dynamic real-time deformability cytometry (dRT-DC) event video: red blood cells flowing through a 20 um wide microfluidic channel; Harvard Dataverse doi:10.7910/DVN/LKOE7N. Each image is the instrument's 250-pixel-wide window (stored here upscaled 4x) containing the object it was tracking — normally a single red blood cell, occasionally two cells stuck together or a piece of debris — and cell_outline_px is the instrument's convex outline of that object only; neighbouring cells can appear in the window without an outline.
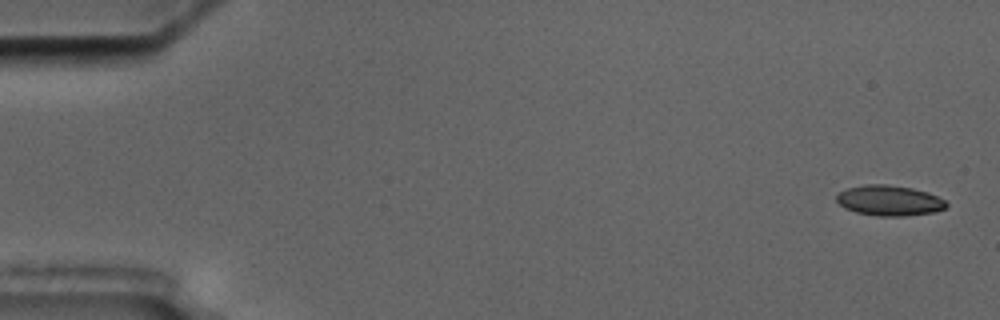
{"species": "common noctule bat (a hibernating species)", "species_latin": "Nyctalus noctula", "temperature_condition": "cold", "stored_images_in_passage": 9, "camera_frame_rate_fps": 3000, "um_per_image_px": 0.085, "animal": {"sex": "male", "body_mass_g": 17.5, "forearm_length_mm": 52.3}, "frame": {"image": 1, "passage_image": 1, "time_ms": 0.0, "image_size_px": [1000, 320], "cell_outline_px": [[948, 204], [944, 208], [932, 212], [908, 216], [876, 216], [856, 212], [844, 208], [836, 200], [836, 196], [840, 192], [848, 188], [864, 184], [888, 184], [912, 188], [928, 192], [944, 200]], "centroid_in_image_um": [75.57, 17.04], "position_along_channel_um": 9.4, "area_um2": 19.42}}
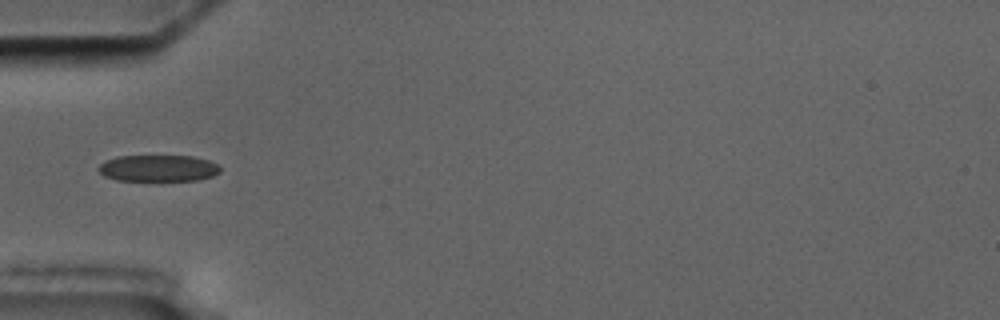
{"frame": {"image": 2, "passage_image": 6, "time_ms": 5.667, "image_size_px": [1000, 320], "cell_outline_px": [[220, 172], [212, 176], [200, 180], [116, 180], [104, 176], [96, 168], [104, 160], [116, 156], [192, 156], [208, 160], [220, 164]], "centroid_in_image_um": [13.44, 14.29], "position_along_channel_um": 71.6, "area_um2": 18.96}}
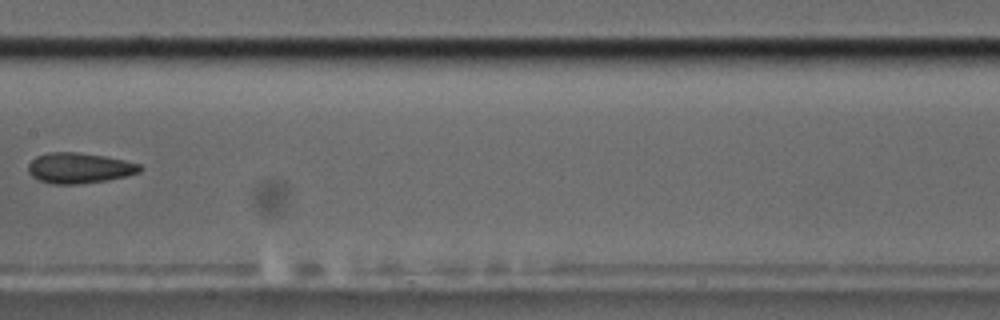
{"frame": {"image": 3, "passage_image": 9, "time_ms": 9.333, "image_size_px": [1000, 320], "cell_outline_px": [[144, 168], [140, 172], [108, 180], [80, 184], [52, 184], [40, 180], [32, 176], [28, 172], [28, 164], [36, 156], [48, 152], [76, 152], [104, 156], [124, 160], [140, 164]], "centroid_in_image_um": [6.74, 14.28], "position_along_channel_um": 200.7, "area_um2": 19.88}}